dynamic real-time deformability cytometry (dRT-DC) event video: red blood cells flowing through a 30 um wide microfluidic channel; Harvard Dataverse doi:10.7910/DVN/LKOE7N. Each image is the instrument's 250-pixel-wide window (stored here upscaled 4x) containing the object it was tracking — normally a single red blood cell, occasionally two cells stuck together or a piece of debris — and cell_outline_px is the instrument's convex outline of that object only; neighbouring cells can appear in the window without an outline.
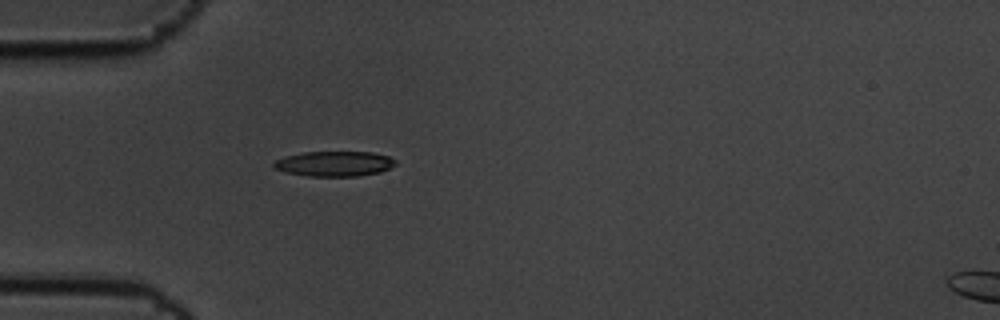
{"species": "common noctule bat (a hibernating species)", "species_latin": "Nyctalus noctula", "temperature_condition": "cold", "stored_images_in_passage": 7, "camera_frame_rate_fps": 3000, "um_per_image_px": 0.085, "animal": {"sex": "male", "body_mass_g": 19.5, "forearm_length_mm": 54.6}, "frame": {"image": 1, "passage_image": 6, "time_ms": 1.667, "image_size_px": [1000, 320], "cell_outline_px": [[396, 164], [380, 172], [356, 176], [308, 176], [284, 172], [272, 168], [272, 164], [276, 160], [284, 156], [304, 152], [372, 152], [388, 156], [396, 160]], "centroid_in_image_um": [28.38, 13.91], "position_along_channel_um": 56.6, "area_um2": 17.86}}